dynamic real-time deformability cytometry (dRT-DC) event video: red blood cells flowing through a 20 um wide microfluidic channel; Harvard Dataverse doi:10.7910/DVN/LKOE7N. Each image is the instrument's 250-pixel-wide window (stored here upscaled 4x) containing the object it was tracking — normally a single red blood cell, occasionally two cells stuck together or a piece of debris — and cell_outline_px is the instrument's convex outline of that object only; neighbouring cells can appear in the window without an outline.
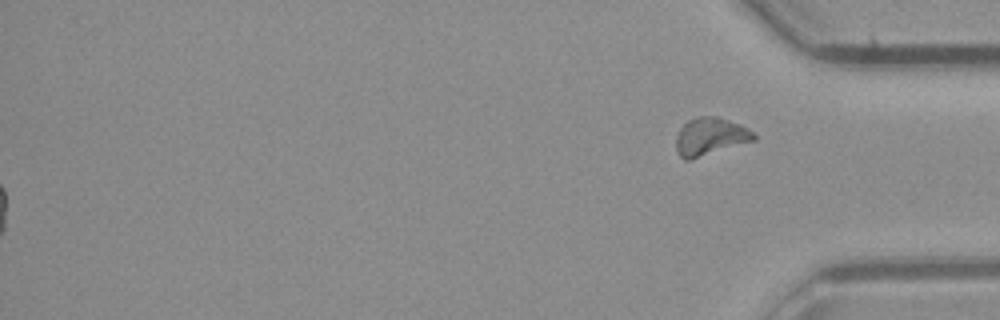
{"species": "common noctule bat (a hibernating species)", "species_latin": "Nyctalus noctula", "temperature_condition": "room temperature", "stored_images_in_passage": 48, "camera_frame_rate_fps": 3000, "um_per_image_px": 0.085, "animal": {"sex": "male", "body_mass_g": 23.1, "forearm_length_mm": 52.7}, "frame": {"image": 1, "passage_image": 48, "time_ms": 15.667, "image_size_px": [1000, 320], "cell_outline_px": [[756, 140], [688, 160], [684, 160], [676, 152], [676, 136], [680, 128], [688, 120], [696, 116], [716, 116], [740, 124], [752, 132], [756, 136]], "centroid_in_image_um": [60.34, 11.6], "position_along_channel_um": 374.9, "area_um2": 16.99}, "authors_computed_cell_mechanics": {"area_um2": 16.473, "velocity_mm_per_s": 4.3786, "shape_relaxation_time_tau1_ms": null, "shape_relaxation_time_tau2_ms": 2.4379, "deformation_change_tau1": null, "deformation_change_tau2": 0.078}}